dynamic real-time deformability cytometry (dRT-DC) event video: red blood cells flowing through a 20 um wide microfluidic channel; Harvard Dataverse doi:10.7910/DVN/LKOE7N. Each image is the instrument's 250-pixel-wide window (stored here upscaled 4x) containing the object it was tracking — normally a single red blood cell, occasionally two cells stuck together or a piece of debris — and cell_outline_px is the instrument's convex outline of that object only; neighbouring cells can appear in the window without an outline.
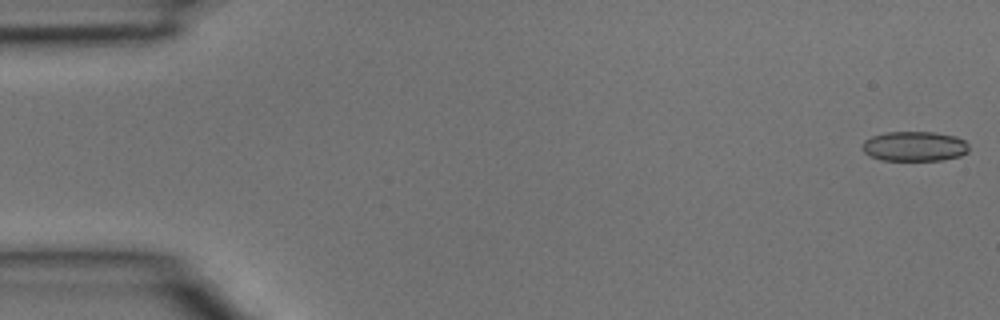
{"species": "common noctule bat (a hibernating species)", "species_latin": "Nyctalus noctula", "temperature_condition": "room temperature", "stored_images_in_passage": 5, "segment_of_instrument_passage": [2, 2], "camera_frame_rate_fps": 3000, "um_per_image_px": 0.085, "animal": {"sex": "male", "body_mass_g": 15.6}, "frame": {"image": 1, "passage_image": 5, "time_ms": 1.333, "image_size_px": [1000, 320], "cell_outline_px": [[968, 152], [960, 156], [940, 160], [880, 160], [864, 152], [860, 148], [864, 140], [872, 136], [888, 132], [932, 132], [956, 136], [964, 140], [968, 144]], "centroid_in_image_um": [77.72, 12.43], "position_along_channel_um": 7.3, "area_um2": 18.55}}